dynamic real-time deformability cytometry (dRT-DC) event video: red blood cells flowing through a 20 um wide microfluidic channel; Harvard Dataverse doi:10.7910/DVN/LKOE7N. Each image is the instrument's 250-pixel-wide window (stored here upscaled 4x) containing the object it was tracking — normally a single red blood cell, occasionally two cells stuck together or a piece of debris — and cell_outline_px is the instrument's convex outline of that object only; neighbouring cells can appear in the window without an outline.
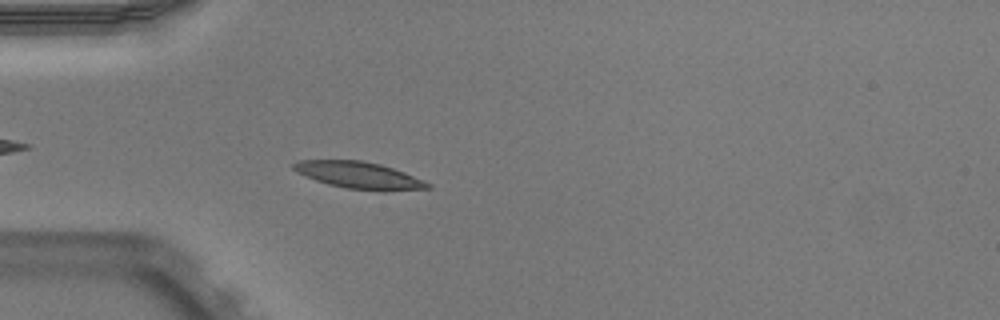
{"species": "Egyptian fruit bat (a non-hibernating species)", "species_latin": "Rousettus aegyptiacus", "temperature_condition": "warm", "stored_images_in_passage": 41, "camera_frame_rate_fps": 3000, "um_per_image_px": 0.085, "animal": {"sex": "male"}, "frame": {"image": 1, "passage_image": 5, "time_ms": 1.333, "image_size_px": [1000, 320], "cell_outline_px": [[432, 188], [384, 192], [344, 188], [328, 184], [316, 180], [296, 172], [292, 168], [292, 164], [300, 160], [360, 160], [380, 164], [404, 172], [432, 184]], "centroid_in_image_um": [30.55, 14.91], "position_along_channel_um": 54.5, "area_um2": 21.15}}
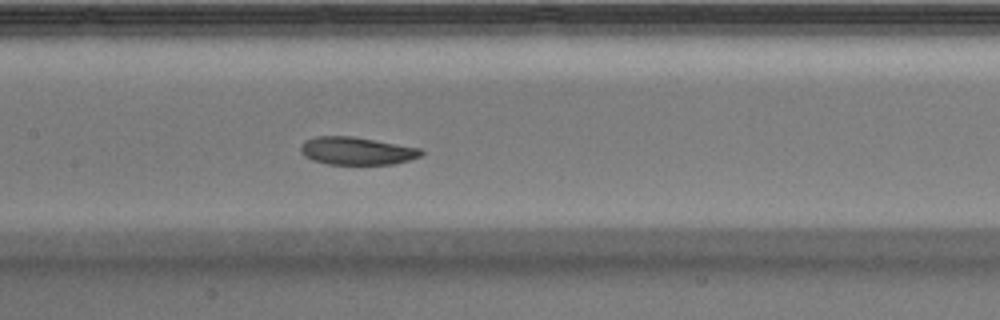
{"frame": {"image": 2, "passage_image": 15, "time_ms": 4.667, "image_size_px": [1000, 320], "cell_outline_px": [[424, 152], [420, 156], [408, 160], [392, 164], [328, 164], [312, 160], [304, 156], [300, 152], [300, 144], [304, 140], [316, 136], [352, 136], [420, 148]], "centroid_in_image_um": [30.26, 12.82], "position_along_channel_um": 177.1, "area_um2": 19.48}}
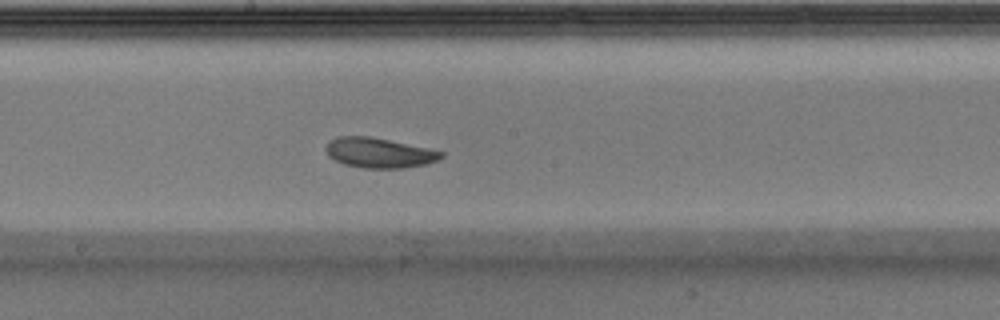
{"frame": {"image": 3, "passage_image": 18, "time_ms": 5.667, "image_size_px": [1000, 320], "cell_outline_px": [[444, 156], [428, 164], [404, 168], [364, 168], [344, 164], [328, 156], [324, 148], [332, 140], [340, 136], [372, 136], [432, 148], [444, 152]], "centroid_in_image_um": [32.28, 12.98], "position_along_channel_um": 215.9, "area_um2": 20.4}, "authors_computed_cell_mechanics": {"area_um2": 20.8658, "velocity_mm_per_s": 3.9094, "shape_relaxation_time_tau1_ms": 1.9621, "shape_relaxation_time_tau2_ms": 4.7296, "deformation_change_tau1": 0.1025, "deformation_change_tau2": 0.1072}}